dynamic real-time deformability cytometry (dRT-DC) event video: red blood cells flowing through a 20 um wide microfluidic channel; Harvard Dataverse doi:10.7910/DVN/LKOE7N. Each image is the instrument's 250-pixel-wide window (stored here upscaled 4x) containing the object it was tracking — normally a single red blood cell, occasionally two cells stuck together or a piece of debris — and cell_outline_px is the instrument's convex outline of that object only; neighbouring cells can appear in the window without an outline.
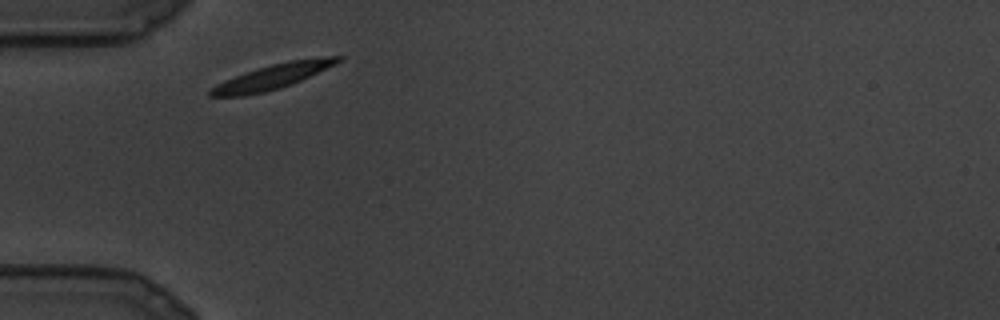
{"species": "common noctule bat (a hibernating species)", "species_latin": "Nyctalus noctula", "temperature_condition": "cold", "stored_images_in_passage": 16, "camera_frame_rate_fps": 3000, "um_per_image_px": 0.085, "animal": {"sex": "male", "body_mass_g": 19.5, "forearm_length_mm": 54.6}, "frame": {"image": 1, "passage_image": 1, "time_ms": 0.0, "image_size_px": [1000, 320], "cell_outline_px": [[344, 60], [292, 84], [280, 88], [264, 92], [244, 96], [208, 96], [208, 88], [224, 80], [272, 64], [288, 60], [324, 56], [344, 56]], "centroid_in_image_um": [23.18, 6.51], "position_along_channel_um": 61.8, "area_um2": 18.44}}
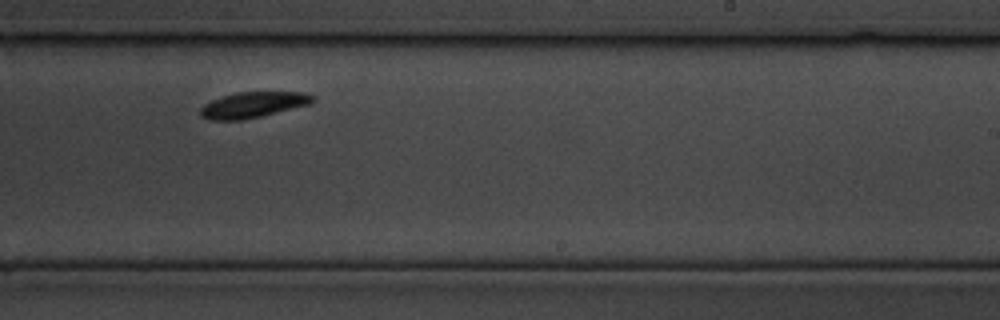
{"frame": {"image": 2, "passage_image": 10, "time_ms": 3.0, "image_size_px": [1000, 320], "cell_outline_px": [[316, 100], [308, 104], [260, 116], [240, 120], [208, 120], [200, 116], [200, 108], [204, 104], [220, 96], [236, 92], [304, 92], [316, 96]], "centroid_in_image_um": [21.47, 8.9], "position_along_channel_um": 267.5, "area_um2": 16.82}}
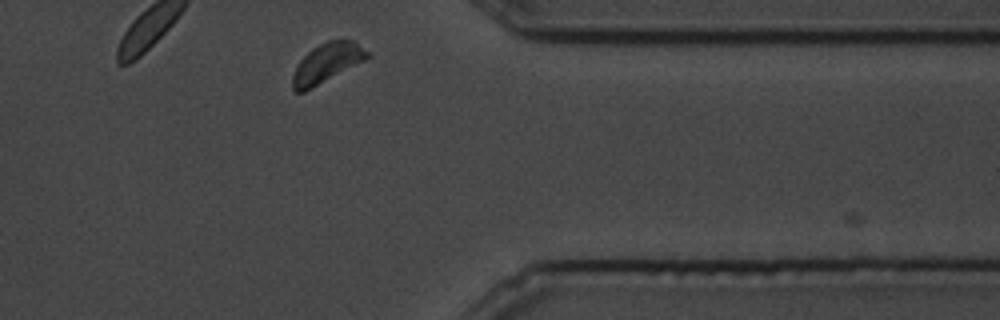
{"frame": {"image": 3, "passage_image": 16, "time_ms": 5.0, "image_size_px": [1000, 320], "cell_outline_px": [[368, 56], [364, 60], [312, 88], [304, 92], [292, 92], [292, 76], [300, 60], [312, 48], [328, 40], [340, 36], [352, 40], [368, 52]], "centroid_in_image_um": [27.75, 5.33], "position_along_channel_um": 383.7, "area_um2": 17.05}}